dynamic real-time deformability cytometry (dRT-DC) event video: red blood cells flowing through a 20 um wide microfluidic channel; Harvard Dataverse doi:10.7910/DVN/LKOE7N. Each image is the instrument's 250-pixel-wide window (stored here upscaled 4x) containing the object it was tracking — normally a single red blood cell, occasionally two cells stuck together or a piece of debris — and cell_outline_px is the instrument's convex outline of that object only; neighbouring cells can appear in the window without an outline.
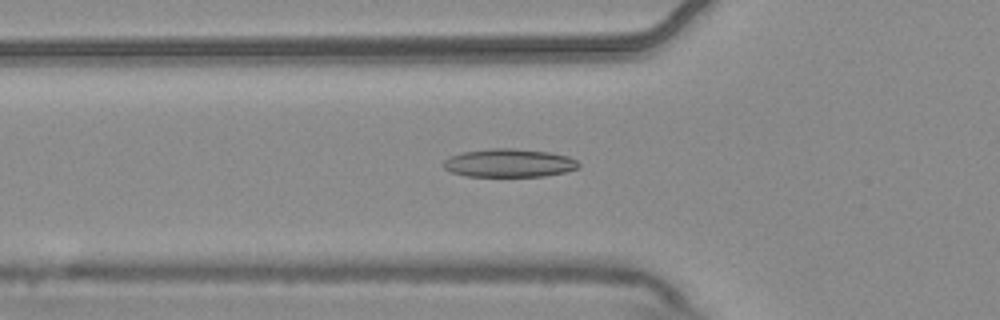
{"species": "common noctule bat (a hibernating species)", "species_latin": "Nyctalus noctula", "temperature_condition": "warm", "stored_images_in_passage": 7, "camera_frame_rate_fps": 3000, "um_per_image_px": 0.085, "animal": {"sex": "male", "body_mass_g": 20.4}, "frame": {"image": 1, "passage_image": 7, "time_ms": 2.0, "image_size_px": [1000, 320], "cell_outline_px": [[580, 168], [564, 172], [544, 176], [468, 176], [452, 172], [444, 168], [444, 160], [448, 156], [464, 152], [492, 148], [512, 148], [548, 152], [568, 156], [576, 160], [580, 164]], "centroid_in_image_um": [43.29, 13.85], "position_along_channel_um": 82.5, "area_um2": 22.2}}